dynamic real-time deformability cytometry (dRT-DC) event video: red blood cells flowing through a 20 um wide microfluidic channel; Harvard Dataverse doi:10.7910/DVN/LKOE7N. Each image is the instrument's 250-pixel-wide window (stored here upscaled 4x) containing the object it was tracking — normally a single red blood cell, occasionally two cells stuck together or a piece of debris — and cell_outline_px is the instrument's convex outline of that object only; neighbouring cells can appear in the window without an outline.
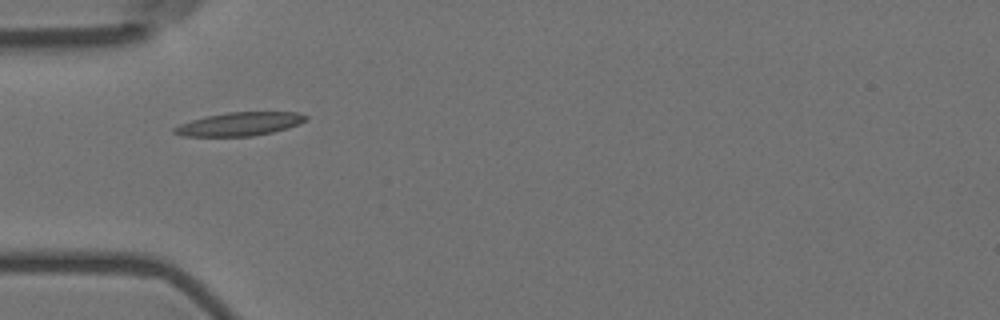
{"species": "Egyptian fruit bat (a non-hibernating species)", "species_latin": "Rousettus aegyptiacus", "temperature_condition": "room temperature", "stored_images_in_passage": 22, "camera_frame_rate_fps": 3000, "um_per_image_px": 0.085, "animal": {"sex": "female"}, "frame": {"image": 1, "passage_image": 1, "time_ms": 0.0, "image_size_px": [1000, 320], "cell_outline_px": [[308, 120], [300, 124], [288, 128], [272, 132], [252, 136], [180, 136], [172, 132], [172, 128], [180, 124], [192, 120], [208, 116], [228, 112], [296, 112], [308, 116]], "centroid_in_image_um": [20.38, 10.54], "position_along_channel_um": 64.6, "area_um2": 17.98}}